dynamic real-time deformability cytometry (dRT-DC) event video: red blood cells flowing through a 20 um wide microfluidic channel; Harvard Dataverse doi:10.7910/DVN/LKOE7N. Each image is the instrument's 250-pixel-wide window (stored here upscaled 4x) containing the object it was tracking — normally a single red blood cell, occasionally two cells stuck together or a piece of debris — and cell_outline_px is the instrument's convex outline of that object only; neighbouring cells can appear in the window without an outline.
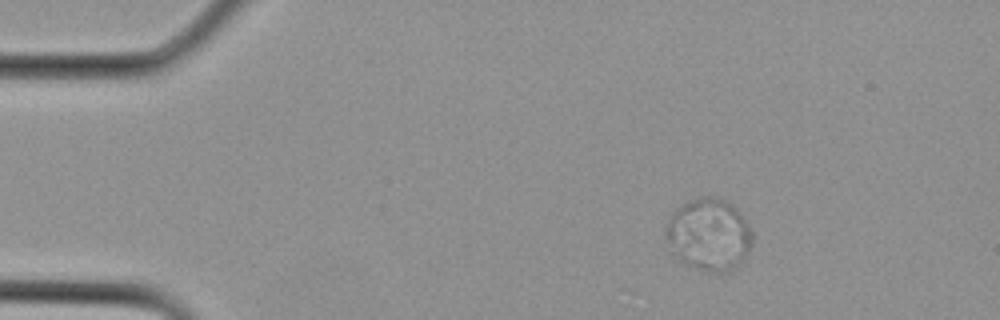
{"species": "Egyptian fruit bat (a non-hibernating species)", "species_latin": "Rousettus aegyptiacus", "temperature_condition": "cold", "stored_images_in_passage": 15, "camera_frame_rate_fps": 3000, "um_per_image_px": 0.085, "animal": {"sex": "female"}, "frame": {"image": 1, "passage_image": 1, "time_ms": 0.0, "image_size_px": [1000, 320], "cell_outline_px": [[752, 244], [744, 256], [732, 268], [724, 272], [708, 268], [680, 260], [664, 236], [664, 232], [668, 216], [676, 208], [696, 196], [720, 196], [728, 200], [740, 212], [748, 224], [752, 232]], "centroid_in_image_um": [60.24, 19.8], "position_along_channel_um": 24.8, "area_um2": 35.66}}
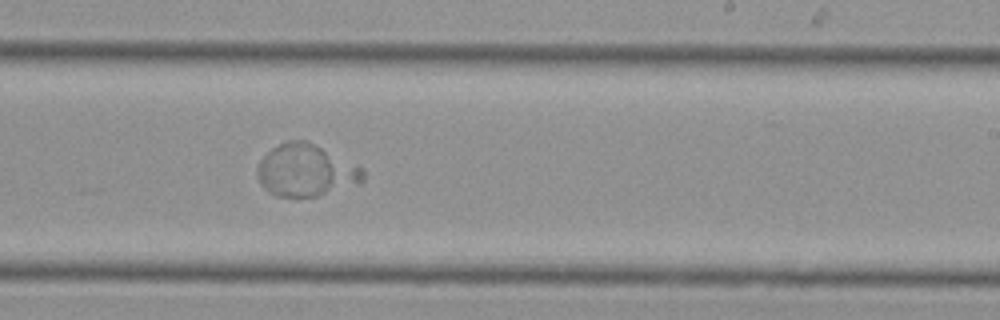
{"frame": {"image": 2, "passage_image": 15, "time_ms": 4.667, "image_size_px": [1000, 320], "cell_outline_px": [[364, 180], [360, 184], [316, 196], [276, 196], [268, 192], [260, 184], [256, 172], [256, 168], [260, 160], [272, 148], [288, 140], [308, 140], [364, 168]], "centroid_in_image_um": [26.01, 14.48], "position_along_channel_um": 263.0, "area_um2": 32.25}}